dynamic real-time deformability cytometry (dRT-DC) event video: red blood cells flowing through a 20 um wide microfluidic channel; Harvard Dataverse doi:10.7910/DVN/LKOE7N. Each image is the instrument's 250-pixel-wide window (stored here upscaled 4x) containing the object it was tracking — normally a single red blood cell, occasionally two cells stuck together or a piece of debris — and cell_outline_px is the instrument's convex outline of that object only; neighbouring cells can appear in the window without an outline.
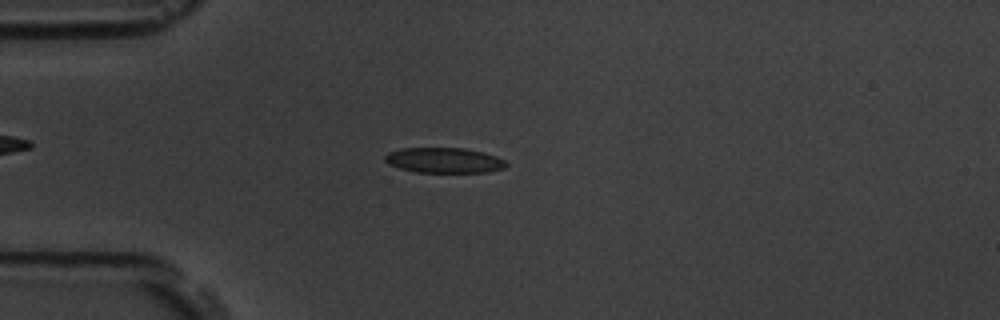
{"species": "common noctule bat (a hibernating species)", "species_latin": "Nyctalus noctula", "temperature_condition": "room temperature", "stored_images_in_passage": 36, "camera_frame_rate_fps": 3000, "um_per_image_px": 0.085, "animal": {"sex": "male", "body_mass_g": 19.5, "forearm_length_mm": 54.6}, "frame": {"image": 1, "passage_image": 14, "time_ms": 4.333, "image_size_px": [1000, 320], "cell_outline_px": [[508, 164], [504, 168], [488, 172], [416, 172], [400, 168], [388, 164], [384, 160], [384, 156], [388, 152], [400, 148], [464, 148], [484, 152], [496, 156], [504, 160]], "centroid_in_image_um": [37.74, 13.62], "position_along_channel_um": 47.3, "area_um2": 17.92}}
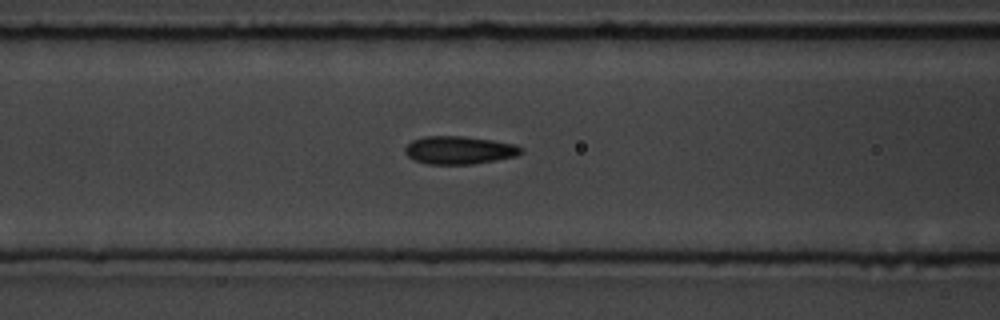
{"frame": {"image": 2, "passage_image": 22, "time_ms": 7.0, "image_size_px": [1000, 320], "cell_outline_px": [[524, 152], [516, 156], [496, 160], [472, 164], [428, 164], [416, 160], [408, 156], [404, 152], [404, 148], [412, 140], [424, 136], [464, 136], [492, 140], [516, 144]], "centroid_in_image_um": [39.03, 12.75], "position_along_channel_um": 127.6, "area_um2": 18.9}}
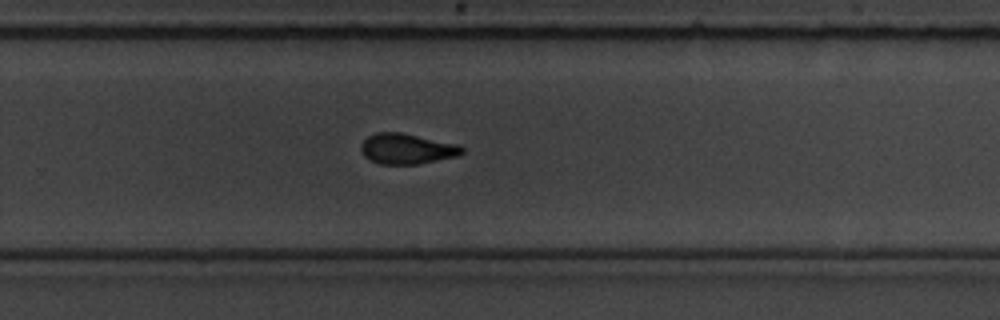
{"frame": {"image": 3, "passage_image": 36, "time_ms": 11.667, "image_size_px": [1000, 320], "cell_outline_px": [[464, 152], [456, 156], [416, 164], [380, 164], [364, 156], [360, 148], [360, 144], [368, 136], [376, 132], [400, 132], [460, 144], [464, 148]], "centroid_in_image_um": [34.58, 12.63], "position_along_channel_um": 295.2, "area_um2": 17.92}}